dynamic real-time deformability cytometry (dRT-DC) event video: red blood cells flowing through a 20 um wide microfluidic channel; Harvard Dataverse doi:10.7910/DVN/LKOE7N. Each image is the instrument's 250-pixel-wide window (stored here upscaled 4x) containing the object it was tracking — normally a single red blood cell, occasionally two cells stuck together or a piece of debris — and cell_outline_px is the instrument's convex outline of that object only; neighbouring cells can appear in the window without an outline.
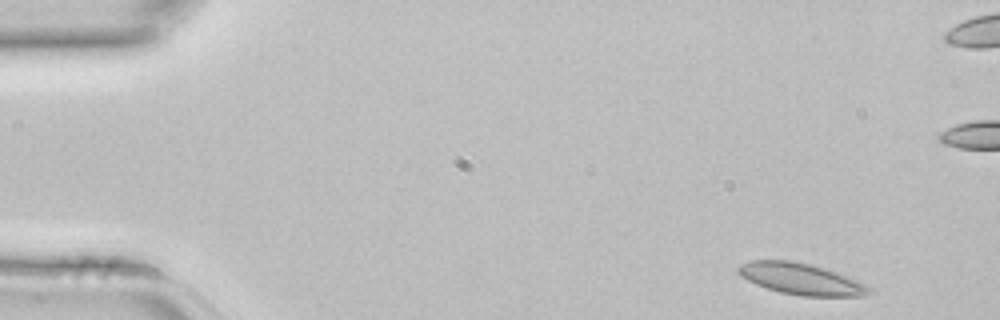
{"species": "common noctule bat (a hibernating species)", "species_latin": "Nyctalus noctula", "temperature_condition": "room temperature", "stored_images_in_passage": 4, "camera_frame_rate_fps": 3000, "um_per_image_px": 0.085, "animal": {"sex": "female", "body_mass_g": 22.7, "forearm_length_mm": 54.2}, "frame": {"image": 1, "passage_image": 1, "time_ms": 0.0, "image_size_px": [1000, 320], "cell_outline_px": [[872, 292], [864, 296], [800, 296], [780, 292], [756, 284], [740, 276], [736, 272], [736, 268], [740, 264], [752, 260], [792, 260], [824, 268], [836, 272], [856, 280], [872, 288]], "centroid_in_image_um": [68.06, 23.71], "position_along_channel_um": 16.9, "area_um2": 23.87}}